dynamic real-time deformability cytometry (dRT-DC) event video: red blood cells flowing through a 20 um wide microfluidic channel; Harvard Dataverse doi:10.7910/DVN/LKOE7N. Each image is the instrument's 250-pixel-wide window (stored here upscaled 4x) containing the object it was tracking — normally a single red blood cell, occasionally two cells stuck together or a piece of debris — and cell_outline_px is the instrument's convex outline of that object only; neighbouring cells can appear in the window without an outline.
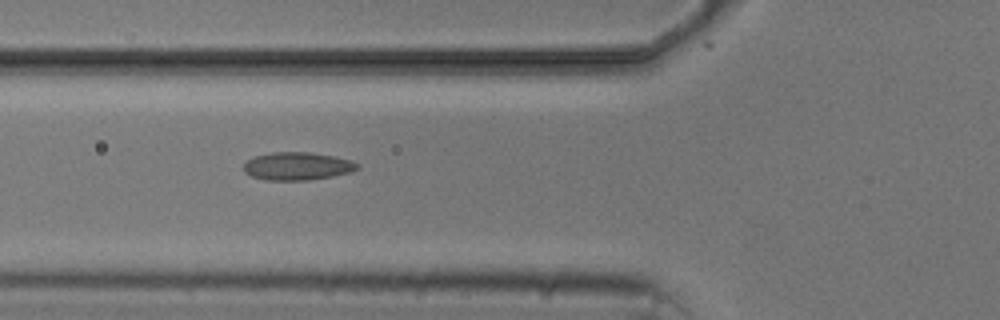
{"species": "common noctule bat (a hibernating species)", "species_latin": "Nyctalus noctula", "temperature_condition": "cold", "stored_images_in_passage": 10, "camera_frame_rate_fps": 3000, "um_per_image_px": 0.085, "animal": {"sex": "male", "body_mass_g": 20.5, "forearm_length_mm": 52.5}, "frame": {"image": 1, "passage_image": 5, "time_ms": 4.667, "image_size_px": [1000, 320], "cell_outline_px": [[360, 168], [352, 172], [332, 176], [308, 180], [264, 180], [252, 176], [244, 172], [244, 164], [248, 160], [256, 156], [272, 152], [308, 152], [332, 156], [352, 160], [360, 164]], "centroid_in_image_um": [25.31, 14.13], "position_along_channel_um": 100.5, "area_um2": 18.5}}
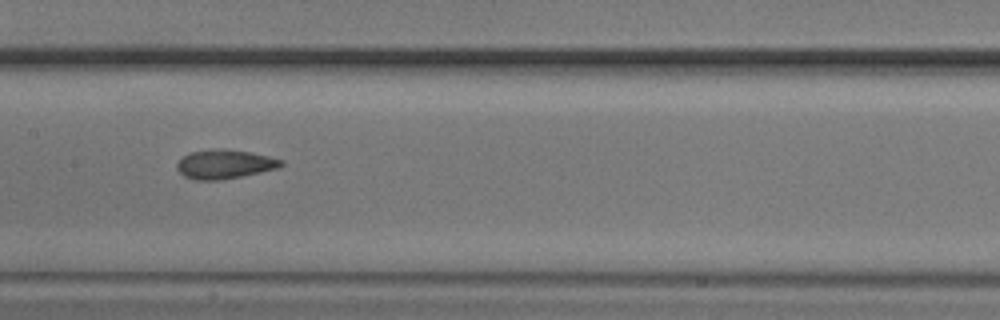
{"frame": {"image": 2, "passage_image": 7, "time_ms": 7.0, "image_size_px": [1000, 320], "cell_outline_px": [[284, 164], [280, 168], [220, 180], [196, 180], [184, 176], [176, 168], [176, 164], [180, 156], [192, 152], [212, 148], [224, 148], [252, 152], [284, 160]], "centroid_in_image_um": [19.08, 13.94], "position_along_channel_um": 188.3, "area_um2": 17.92}}
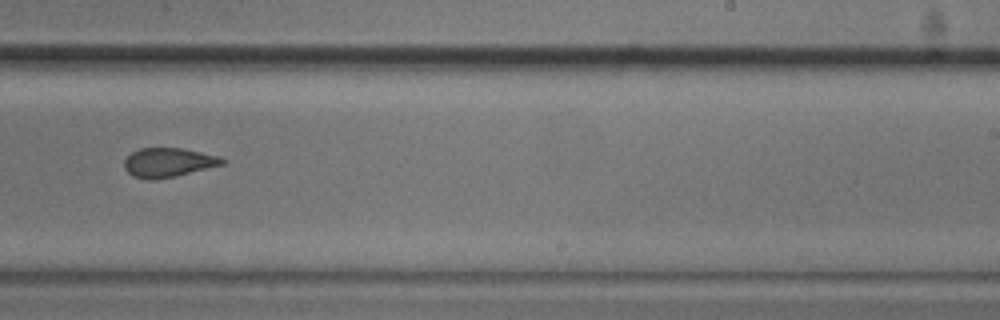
{"frame": {"image": 3, "passage_image": 9, "time_ms": 9.333, "image_size_px": [1000, 320], "cell_outline_px": [[228, 160], [224, 164], [176, 176], [152, 180], [148, 180], [132, 176], [124, 168], [124, 160], [132, 152], [140, 148], [184, 148], [220, 156]], "centroid_in_image_um": [14.33, 13.81], "position_along_channel_um": 274.7, "area_um2": 16.82}}